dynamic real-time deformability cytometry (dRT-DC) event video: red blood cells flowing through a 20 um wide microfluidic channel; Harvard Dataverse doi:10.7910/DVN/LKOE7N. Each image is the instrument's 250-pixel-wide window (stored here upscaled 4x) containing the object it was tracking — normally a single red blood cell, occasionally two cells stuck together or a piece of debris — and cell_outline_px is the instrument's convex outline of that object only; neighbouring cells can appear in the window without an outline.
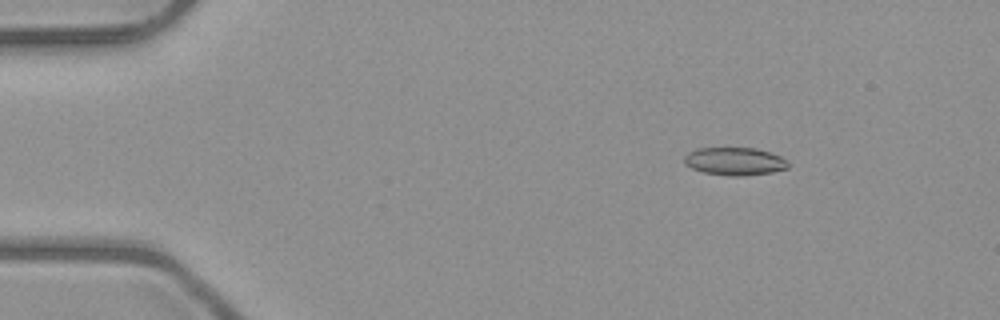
{"species": "common noctule bat (a hibernating species)", "species_latin": "Nyctalus noctula", "temperature_condition": "room temperature", "stored_images_in_passage": 6, "camera_frame_rate_fps": 3000, "um_per_image_px": 0.085, "animal": {"sex": "male", "body_mass_g": 23.1, "forearm_length_mm": 52.7}, "frame": {"image": 1, "passage_image": 3, "time_ms": 2.0, "image_size_px": [1000, 320], "cell_outline_px": [[788, 168], [772, 172], [744, 176], [728, 176], [704, 172], [692, 168], [684, 164], [684, 156], [688, 152], [696, 148], [756, 148], [780, 156], [788, 160]], "centroid_in_image_um": [62.44, 13.71], "position_along_channel_um": 22.6, "area_um2": 16.94}}
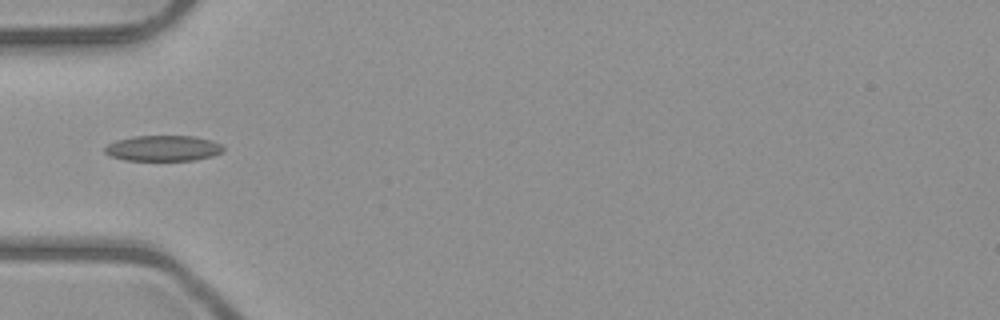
{"frame": {"image": 2, "passage_image": 5, "time_ms": 5.333, "image_size_px": [1000, 320], "cell_outline_px": [[224, 152], [212, 156], [196, 160], [124, 160], [112, 156], [104, 152], [104, 148], [108, 144], [116, 140], [132, 136], [192, 136], [212, 140], [220, 144], [224, 148]], "centroid_in_image_um": [13.88, 12.6], "position_along_channel_um": 71.1, "area_um2": 17.74}}
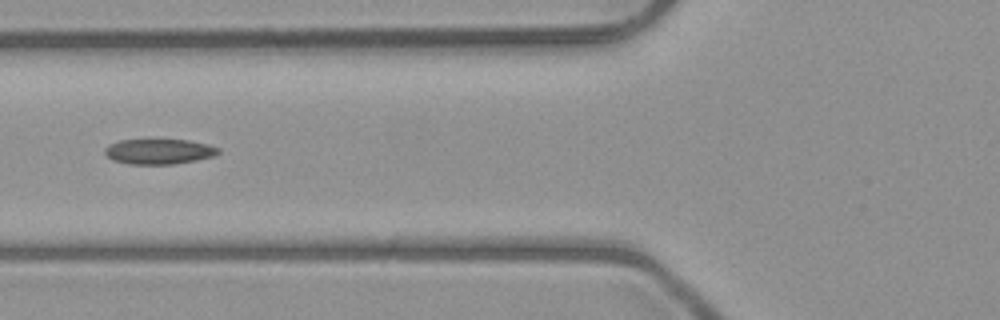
{"frame": {"image": 3, "passage_image": 6, "time_ms": 6.333, "image_size_px": [1000, 320], "cell_outline_px": [[220, 152], [216, 156], [196, 160], [172, 164], [128, 164], [112, 160], [104, 152], [104, 148], [108, 144], [120, 140], [188, 140], [208, 144], [220, 148]], "centroid_in_image_um": [13.52, 12.88], "position_along_channel_um": 112.3, "area_um2": 16.76}}